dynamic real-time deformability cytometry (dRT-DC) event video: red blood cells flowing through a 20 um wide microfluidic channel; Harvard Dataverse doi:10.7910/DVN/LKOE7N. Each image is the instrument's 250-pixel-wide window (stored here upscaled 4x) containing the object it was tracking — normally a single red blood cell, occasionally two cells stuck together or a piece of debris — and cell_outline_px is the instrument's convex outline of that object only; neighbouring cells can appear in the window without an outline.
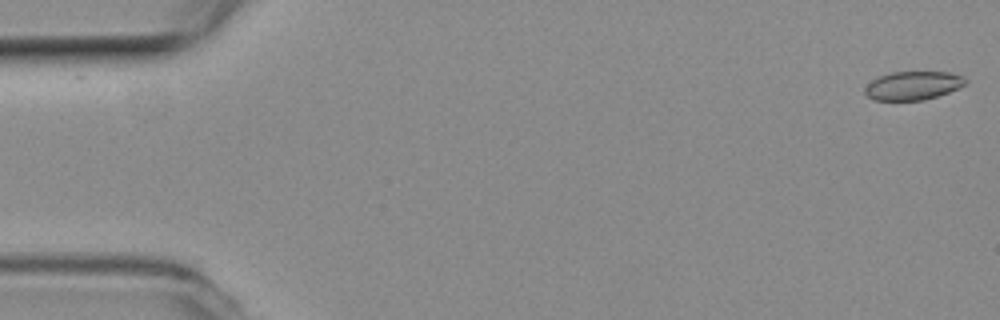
{"species": "common noctule bat (a hibernating species)", "species_latin": "Nyctalus noctula", "temperature_condition": "room temperature", "stored_images_in_passage": 6, "camera_frame_rate_fps": 3000, "um_per_image_px": 0.085, "animal": {"sex": "female", "body_mass_g": 19.3, "forearm_length_mm": 54.1}, "frame": {"image": 1, "passage_image": 1, "time_ms": 0.0, "image_size_px": [1000, 320], "cell_outline_px": [[968, 84], [948, 92], [924, 100], [876, 100], [868, 96], [864, 92], [864, 88], [876, 76], [888, 72], [948, 72], [964, 76], [968, 80]], "centroid_in_image_um": [77.61, 7.26], "position_along_channel_um": 7.4, "area_um2": 16.88}}
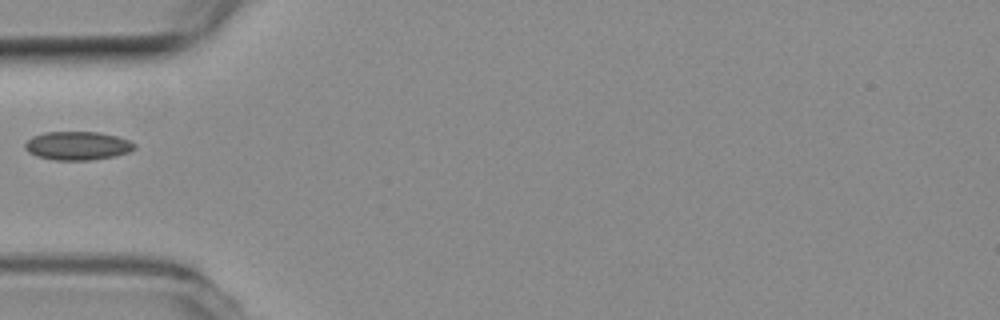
{"frame": {"image": 2, "passage_image": 5, "time_ms": 1.333, "image_size_px": [1000, 320], "cell_outline_px": [[136, 148], [128, 152], [116, 156], [88, 160], [52, 160], [36, 156], [28, 152], [24, 148], [24, 144], [32, 136], [44, 132], [96, 132], [116, 136], [128, 140], [136, 144]], "centroid_in_image_um": [6.56, 12.39], "position_along_channel_um": 78.4, "area_um2": 18.26}}
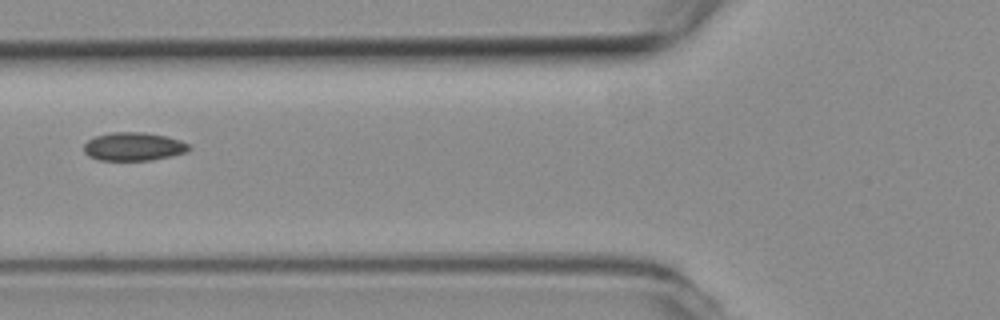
{"frame": {"image": 3, "passage_image": 6, "time_ms": 1.667, "image_size_px": [1000, 320], "cell_outline_px": [[192, 148], [188, 152], [172, 156], [152, 160], [96, 160], [88, 156], [84, 152], [84, 144], [88, 140], [96, 136], [112, 132], [144, 132], [168, 136], [180, 140], [188, 144]], "centroid_in_image_um": [11.38, 12.46], "position_along_channel_um": 114.4, "area_um2": 17.57}}